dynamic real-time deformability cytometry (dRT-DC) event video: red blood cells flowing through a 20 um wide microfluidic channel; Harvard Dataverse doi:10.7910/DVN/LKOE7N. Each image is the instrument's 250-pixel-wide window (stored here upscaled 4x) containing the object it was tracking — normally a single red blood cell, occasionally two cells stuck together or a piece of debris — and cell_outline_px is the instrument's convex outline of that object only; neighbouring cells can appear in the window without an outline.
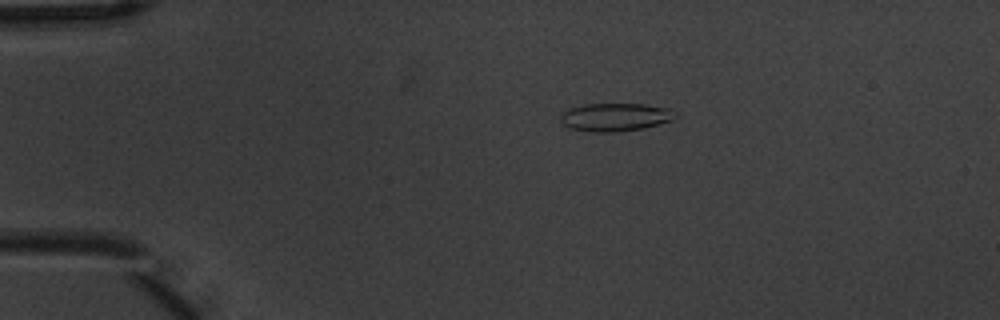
{"species": "common noctule bat (a hibernating species)", "species_latin": "Nyctalus noctula", "temperature_condition": "warm", "stored_images_in_passage": 7, "camera_frame_rate_fps": 3000, "um_per_image_px": 0.085, "animal": {"sex": "male", "body_mass_g": 20.1, "forearm_length_mm": 53.5}, "frame": {"image": 1, "passage_image": 2, "time_ms": 0.333, "image_size_px": [1000, 320], "cell_outline_px": [[676, 116], [672, 120], [644, 128], [616, 132], [592, 132], [568, 128], [560, 124], [560, 116], [568, 108], [584, 104], [644, 104], [668, 108], [676, 112]], "centroid_in_image_um": [52.25, 9.96], "position_along_channel_um": 32.7, "area_um2": 18.96}}
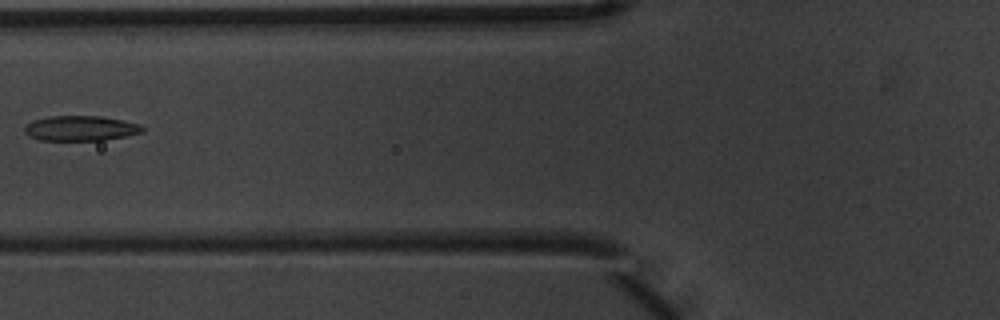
{"frame": {"image": 2, "passage_image": 5, "time_ms": 1.333, "image_size_px": [1000, 320], "cell_outline_px": [[144, 132], [104, 140], [40, 140], [28, 136], [24, 132], [24, 128], [32, 120], [48, 116], [100, 116], [140, 124], [144, 128]], "centroid_in_image_um": [6.82, 10.9], "position_along_channel_um": 119.0, "area_um2": 17.17}}
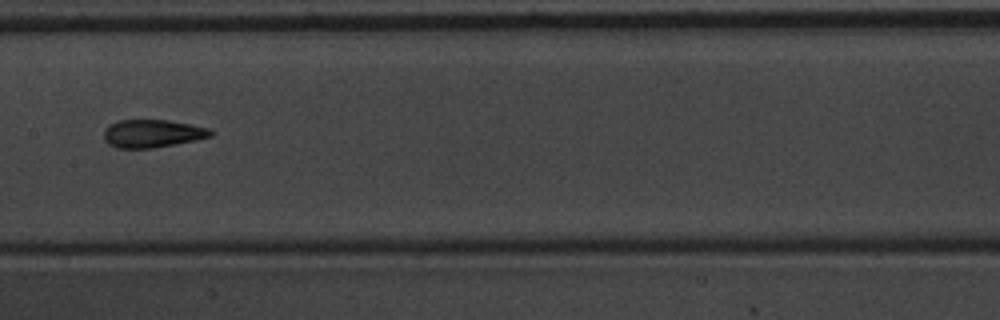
{"frame": {"image": 3, "passage_image": 7, "time_ms": 2.0, "image_size_px": [1000, 320], "cell_outline_px": [[212, 136], [196, 140], [152, 148], [116, 148], [108, 144], [104, 140], [104, 132], [108, 124], [116, 120], [168, 120], [192, 124], [208, 128], [212, 132]], "centroid_in_image_um": [12.92, 11.34], "position_along_channel_um": 194.5, "area_um2": 17.46}}